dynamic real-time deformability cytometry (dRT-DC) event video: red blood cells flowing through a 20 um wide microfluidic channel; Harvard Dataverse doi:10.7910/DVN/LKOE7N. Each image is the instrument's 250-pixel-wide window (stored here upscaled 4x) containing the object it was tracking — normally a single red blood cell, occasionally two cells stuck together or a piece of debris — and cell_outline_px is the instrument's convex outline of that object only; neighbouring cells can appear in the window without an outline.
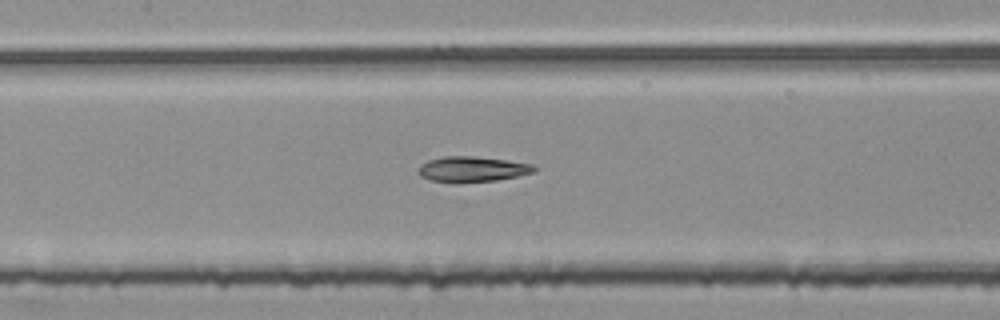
{"species": "common noctule bat (a hibernating species)", "species_latin": "Nyctalus noctula", "temperature_condition": "room temperature", "stored_images_in_passage": 56, "segment_of_instrument_passage": [2, 2], "camera_frame_rate_fps": 3000, "um_per_image_px": 0.085, "animal": {"sex": "female", "body_mass_g": 25.1}, "frame": {"image": 1, "passage_image": 26, "time_ms": 8.333, "image_size_px": [1000, 320], "cell_outline_px": [[536, 172], [496, 180], [432, 180], [420, 176], [416, 172], [416, 168], [420, 164], [428, 160], [444, 156], [472, 156], [504, 160], [532, 164], [536, 168]], "centroid_in_image_um": [40.11, 14.34], "position_along_channel_um": 167.3, "area_um2": 16.47}}
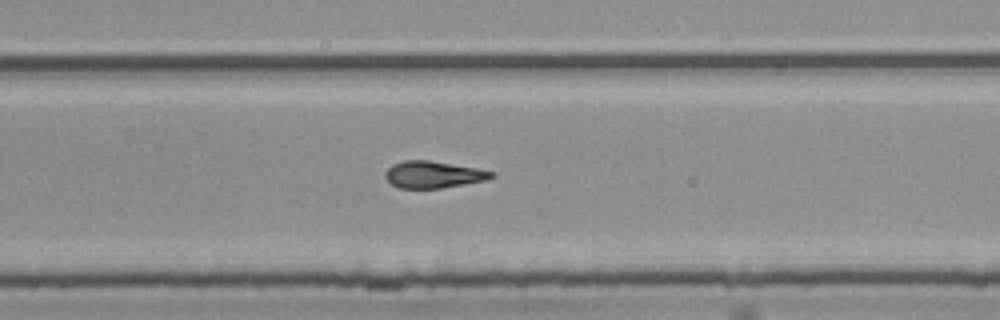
{"frame": {"image": 2, "passage_image": 36, "time_ms": 11.667, "image_size_px": [1000, 320], "cell_outline_px": [[496, 176], [484, 180], [440, 188], [400, 188], [392, 184], [384, 176], [384, 172], [392, 164], [404, 160], [428, 160], [476, 168], [496, 172]], "centroid_in_image_um": [36.81, 14.83], "position_along_channel_um": 293.0, "area_um2": 16.47}}
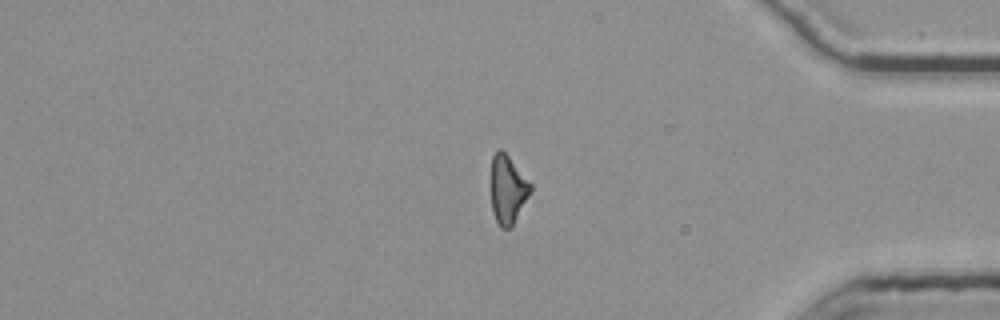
{"frame": {"image": 3, "passage_image": 46, "time_ms": 15.0, "image_size_px": [1000, 320], "cell_outline_px": [[532, 188], [528, 196], [512, 224], [508, 228], [500, 228], [492, 212], [492, 156], [500, 148], [508, 156], [532, 184]], "centroid_in_image_um": [43.15, 16.09], "position_along_channel_um": 392.1, "area_um2": 15.2}}